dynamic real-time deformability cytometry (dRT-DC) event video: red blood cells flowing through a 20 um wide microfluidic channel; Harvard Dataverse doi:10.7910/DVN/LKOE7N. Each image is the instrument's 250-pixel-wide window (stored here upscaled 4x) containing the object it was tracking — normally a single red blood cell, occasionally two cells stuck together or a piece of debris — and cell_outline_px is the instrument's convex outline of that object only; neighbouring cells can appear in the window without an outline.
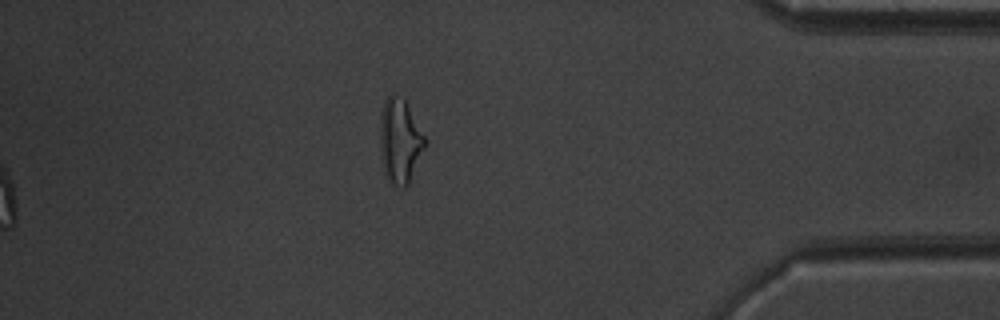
{"species": "common noctule bat (a hibernating species)", "species_latin": "Nyctalus noctula", "temperature_condition": "warm", "stored_images_in_passage": 54, "segment_of_instrument_passage": [2, 2], "camera_frame_rate_fps": 3000, "um_per_image_px": 0.085, "animal": {"sex": "male", "body_mass_g": 20.1, "forearm_length_mm": 53.5}, "frame": {"image": 1, "passage_image": 54, "time_ms": 17.667, "image_size_px": [1000, 320], "cell_outline_px": [[428, 144], [408, 184], [404, 188], [400, 188], [392, 184], [388, 180], [384, 172], [380, 148], [380, 116], [384, 100], [392, 92], [404, 100], [428, 140]], "centroid_in_image_um": [34.01, 12.0], "position_along_channel_um": 401.2, "area_um2": 22.43}}